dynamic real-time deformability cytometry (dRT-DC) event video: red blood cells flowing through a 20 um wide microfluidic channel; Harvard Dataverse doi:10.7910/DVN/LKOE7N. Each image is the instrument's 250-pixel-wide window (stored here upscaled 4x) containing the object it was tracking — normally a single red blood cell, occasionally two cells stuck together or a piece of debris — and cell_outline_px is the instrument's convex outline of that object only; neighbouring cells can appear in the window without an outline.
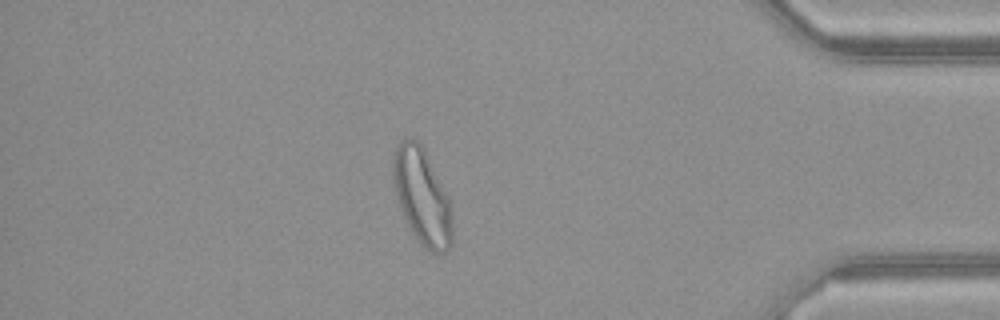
{"species": "common noctule bat (a hibernating species)", "species_latin": "Nyctalus noctula", "temperature_condition": "warm", "stored_images_in_passage": 50, "camera_frame_rate_fps": 3000, "um_per_image_px": 0.085, "animal": {"sex": "female", "body_mass_g": 21.9}, "frame": {"image": 1, "passage_image": 43, "time_ms": 14.0, "image_size_px": [1000, 320], "cell_outline_px": [[452, 244], [444, 252], [432, 252], [424, 248], [420, 244], [412, 232], [404, 216], [392, 180], [392, 156], [400, 140], [404, 136], [416, 136], [448, 196], [452, 228]], "centroid_in_image_um": [35.84, 16.66], "position_along_channel_um": 399.4, "area_um2": 32.77}}